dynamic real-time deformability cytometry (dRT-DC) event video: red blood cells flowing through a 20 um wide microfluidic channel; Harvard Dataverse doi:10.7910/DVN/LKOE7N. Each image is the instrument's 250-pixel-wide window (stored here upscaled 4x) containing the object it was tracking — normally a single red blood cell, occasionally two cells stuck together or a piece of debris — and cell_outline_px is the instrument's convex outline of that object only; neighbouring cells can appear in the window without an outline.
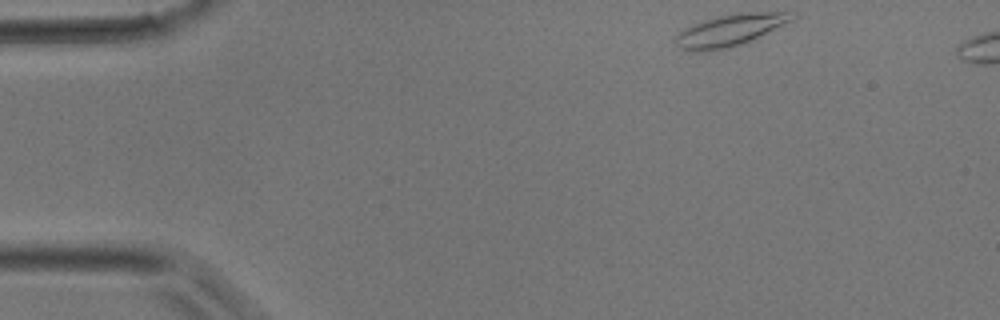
{"species": "common noctule bat (a hibernating species)", "species_latin": "Nyctalus noctula", "temperature_condition": "room temperature", "stored_images_in_passage": 34, "camera_frame_rate_fps": 3000, "um_per_image_px": 0.085, "animal": {"sex": "male", "body_mass_g": 17.9}, "frame": {"image": 1, "passage_image": 1, "time_ms": 0.0, "image_size_px": [1000, 320], "cell_outline_px": [[796, 16], [792, 20], [752, 40], [728, 48], [704, 52], [692, 52], [676, 48], [672, 40], [684, 28], [692, 24], [704, 20], [720, 16], [740, 12], [784, 12]], "centroid_in_image_um": [61.94, 2.6], "position_along_channel_um": 23.1, "area_um2": 21.56}}
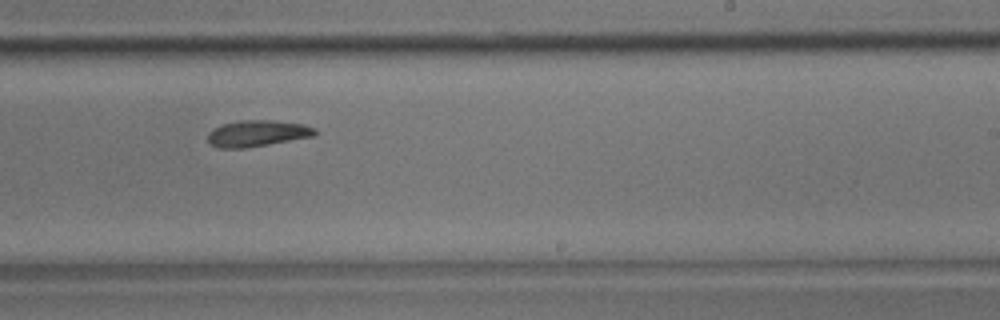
{"frame": {"image": 2, "passage_image": 20, "time_ms": 6.333, "image_size_px": [1000, 320], "cell_outline_px": [[316, 136], [244, 148], [220, 148], [208, 144], [208, 132], [212, 128], [224, 124], [240, 120], [272, 120], [304, 124], [316, 128]], "centroid_in_image_um": [21.86, 11.33], "position_along_channel_um": 267.1, "area_um2": 16.53}}
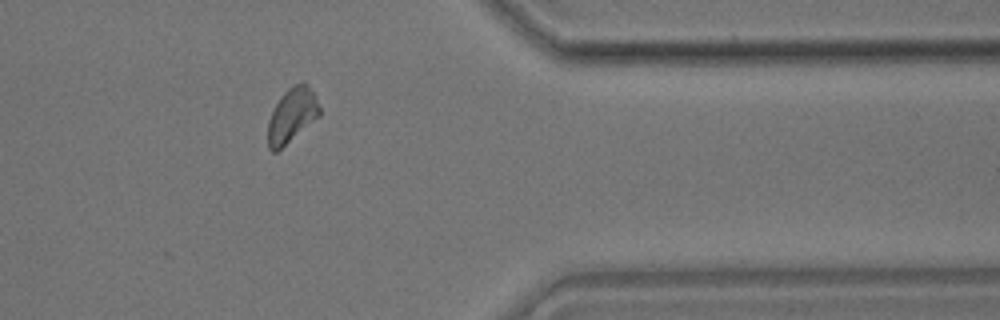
{"frame": {"image": 3, "passage_image": 28, "time_ms": 9.0, "image_size_px": [1000, 320], "cell_outline_px": [[320, 116], [276, 152], [272, 152], [268, 148], [268, 120], [280, 96], [292, 84], [304, 80], [308, 84], [316, 96], [320, 108]], "centroid_in_image_um": [24.82, 9.76], "position_along_channel_um": 386.6, "area_um2": 16.53}}